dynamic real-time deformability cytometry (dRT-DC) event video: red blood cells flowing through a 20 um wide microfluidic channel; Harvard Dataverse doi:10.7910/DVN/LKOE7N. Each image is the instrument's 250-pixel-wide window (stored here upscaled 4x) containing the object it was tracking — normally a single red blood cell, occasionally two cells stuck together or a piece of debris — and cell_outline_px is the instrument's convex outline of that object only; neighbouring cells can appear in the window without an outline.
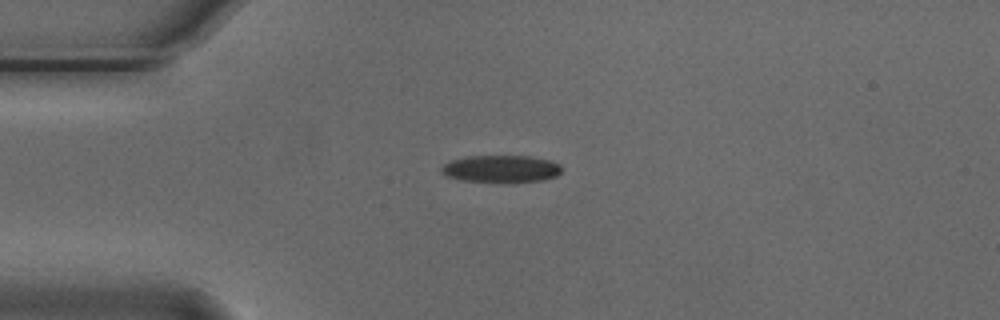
{"species": "Egyptian fruit bat (a non-hibernating species)", "species_latin": "Rousettus aegyptiacus", "temperature_condition": "cold", "stored_images_in_passage": 42, "camera_frame_rate_fps": 3000, "um_per_image_px": 0.085, "animal": {"sex": "male"}, "frame": {"image": 1, "passage_image": 1, "time_ms": 0.0, "image_size_px": [1000, 320], "cell_outline_px": [[560, 172], [556, 176], [544, 180], [512, 184], [460, 180], [444, 176], [440, 172], [440, 168], [444, 164], [452, 160], [468, 156], [528, 156], [548, 160], [560, 164]], "centroid_in_image_um": [42.56, 14.38], "position_along_channel_um": 42.4, "area_um2": 19.59}}
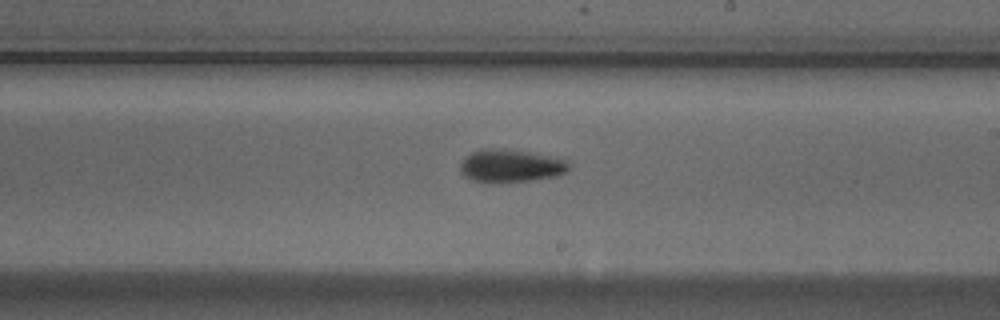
{"frame": {"image": 2, "passage_image": 19, "time_ms": 6.0, "image_size_px": [1000, 320], "cell_outline_px": [[568, 172], [556, 176], [532, 180], [492, 184], [472, 180], [464, 176], [460, 172], [460, 164], [464, 156], [480, 148], [504, 148], [528, 152], [548, 156], [564, 160], [568, 164]], "centroid_in_image_um": [43.32, 14.11], "position_along_channel_um": 245.7, "area_um2": 21.1}}
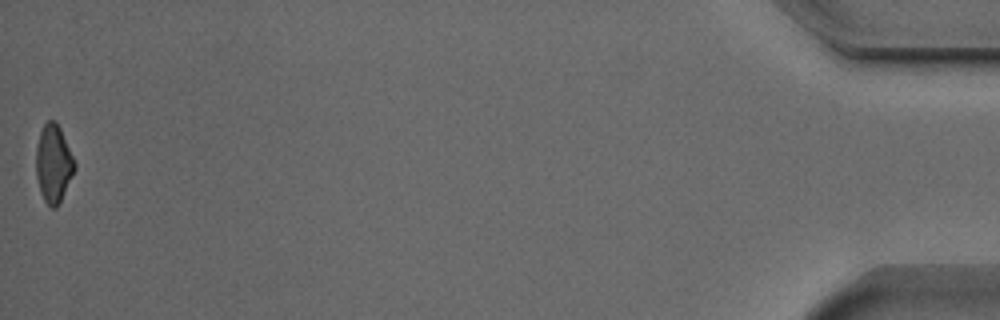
{"frame": {"image": 3, "passage_image": 42, "time_ms": 13.667, "image_size_px": [1000, 320], "cell_outline_px": [[76, 168], [56, 208], [52, 208], [44, 200], [40, 192], [36, 176], [36, 148], [40, 132], [44, 124], [48, 120], [56, 120], [60, 128], [76, 164]], "centroid_in_image_um": [4.53, 13.89], "position_along_channel_um": 430.7, "area_um2": 17.28}, "authors_computed_cell_mechanics": {"area_um2": 19.3341, "velocity_mm_per_s": 3.7508, "shape_relaxation_time_tau1_ms": 3.9743, "shape_relaxation_time_tau2_ms": 9.8678, "deformation_change_tau1": 0.1079, "deformation_change_tau2": 0.1872}}